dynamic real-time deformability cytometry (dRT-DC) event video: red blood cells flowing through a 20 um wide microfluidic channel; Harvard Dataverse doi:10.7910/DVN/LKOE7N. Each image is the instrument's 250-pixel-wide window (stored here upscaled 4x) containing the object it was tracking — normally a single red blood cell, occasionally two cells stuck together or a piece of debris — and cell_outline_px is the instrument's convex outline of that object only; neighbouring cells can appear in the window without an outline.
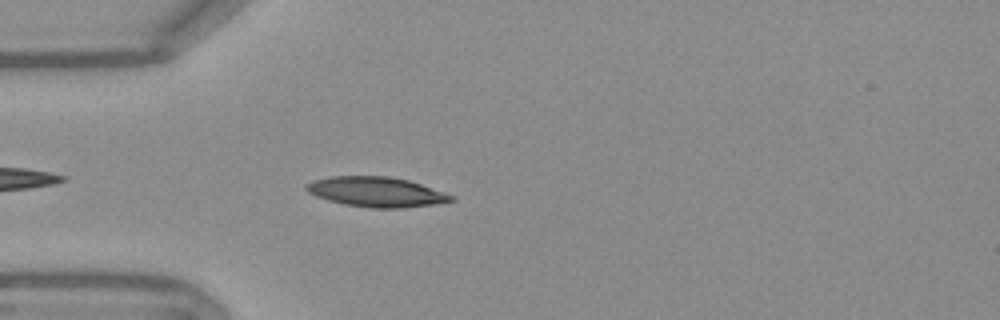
{"species": "Egyptian fruit bat (a non-hibernating species)", "species_latin": "Rousettus aegyptiacus", "temperature_condition": "warm", "stored_images_in_passage": 28, "camera_frame_rate_fps": 3000, "um_per_image_px": 0.085, "frame": {"image": 1, "passage_image": 5, "time_ms": 1.333, "image_size_px": [1000, 320], "cell_outline_px": [[456, 200], [432, 204], [404, 208], [372, 208], [344, 204], [328, 200], [316, 196], [308, 192], [304, 188], [304, 184], [312, 180], [332, 176], [388, 176], [408, 180], [456, 196]], "centroid_in_image_um": [31.96, 16.31], "position_along_channel_um": 53.0, "area_um2": 25.32}}
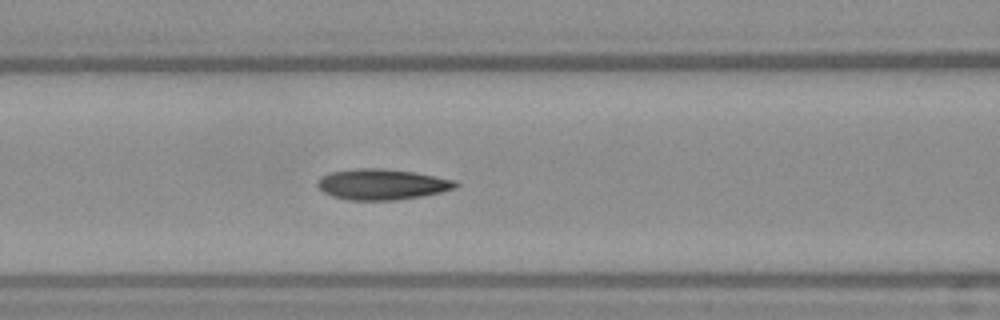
{"frame": {"image": 2, "passage_image": 12, "time_ms": 3.667, "image_size_px": [1000, 320], "cell_outline_px": [[460, 184], [456, 188], [440, 192], [420, 196], [396, 200], [348, 200], [332, 196], [324, 192], [316, 184], [316, 180], [332, 172], [356, 168], [384, 168], [412, 172], [456, 180]], "centroid_in_image_um": [32.47, 15.67], "position_along_channel_um": 134.1, "area_um2": 24.62}}
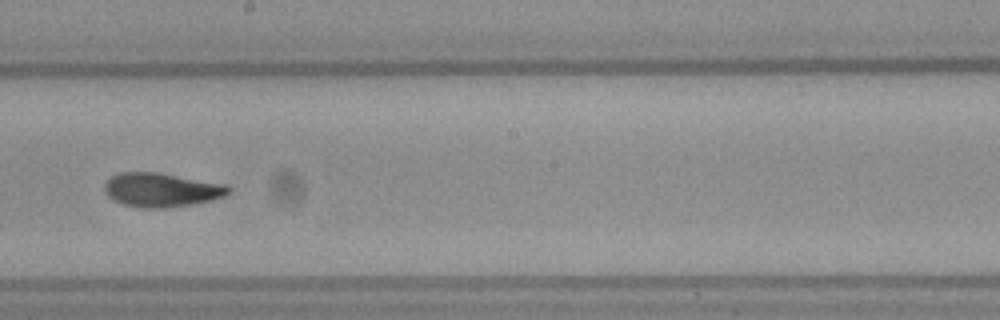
{"frame": {"image": 3, "passage_image": 20, "time_ms": 6.333, "image_size_px": [1000, 320], "cell_outline_px": [[232, 192], [224, 196], [212, 200], [192, 204], [164, 208], [140, 208], [124, 204], [108, 196], [104, 192], [104, 184], [108, 176], [120, 172], [156, 172], [228, 184], [232, 188]], "centroid_in_image_um": [13.74, 16.13], "position_along_channel_um": 234.5, "area_um2": 24.85}}